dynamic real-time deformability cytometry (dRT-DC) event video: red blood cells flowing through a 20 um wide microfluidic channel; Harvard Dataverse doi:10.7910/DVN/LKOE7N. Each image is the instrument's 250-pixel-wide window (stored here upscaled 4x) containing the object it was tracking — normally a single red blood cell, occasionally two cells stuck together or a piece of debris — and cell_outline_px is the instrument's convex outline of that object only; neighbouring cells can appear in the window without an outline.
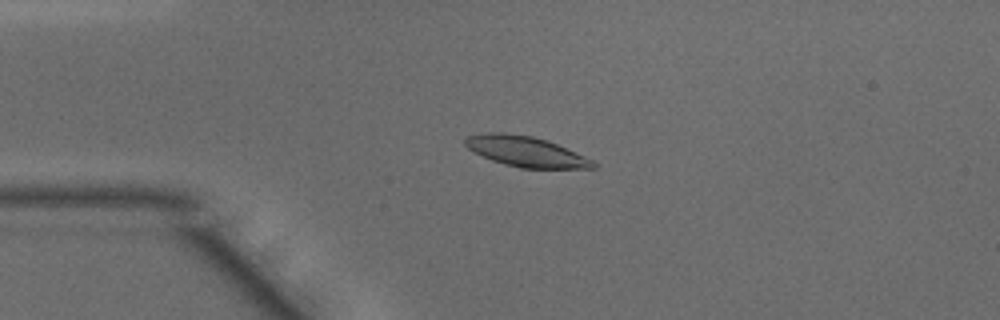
{"species": "common noctule bat (a hibernating species)", "species_latin": "Nyctalus noctula", "temperature_condition": "warm", "stored_images_in_passage": 30, "camera_frame_rate_fps": 3000, "um_per_image_px": 0.085, "animal": {"sex": "male", "body_mass_g": 15.6}, "frame": {"image": 1, "passage_image": 12, "time_ms": 3.667, "image_size_px": [1000, 320], "cell_outline_px": [[596, 168], [520, 168], [504, 164], [492, 160], [472, 152], [464, 144], [464, 136], [488, 132], [504, 132], [532, 136], [548, 140], [592, 160], [596, 164]], "centroid_in_image_um": [44.62, 12.86], "position_along_channel_um": 40.4, "area_um2": 22.66}}
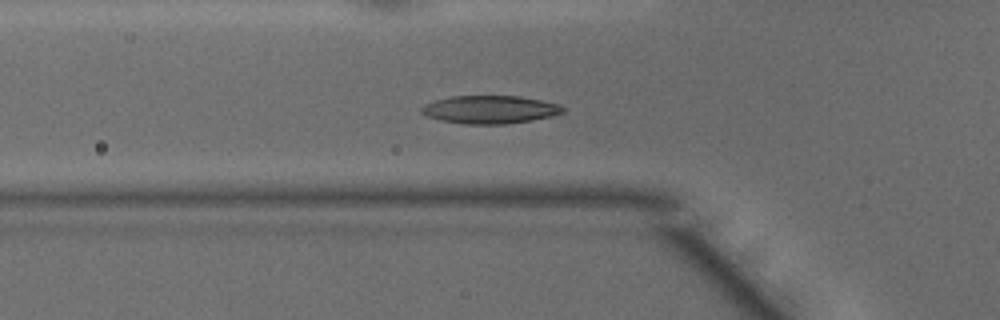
{"frame": {"image": 2, "passage_image": 17, "time_ms": 5.333, "image_size_px": [1000, 320], "cell_outline_px": [[568, 108], [564, 112], [552, 116], [532, 120], [508, 124], [464, 124], [444, 120], [428, 116], [420, 112], [420, 108], [424, 104], [436, 100], [452, 96], [520, 96], [560, 104]], "centroid_in_image_um": [41.7, 9.31], "position_along_channel_um": 84.1, "area_um2": 23.12}}
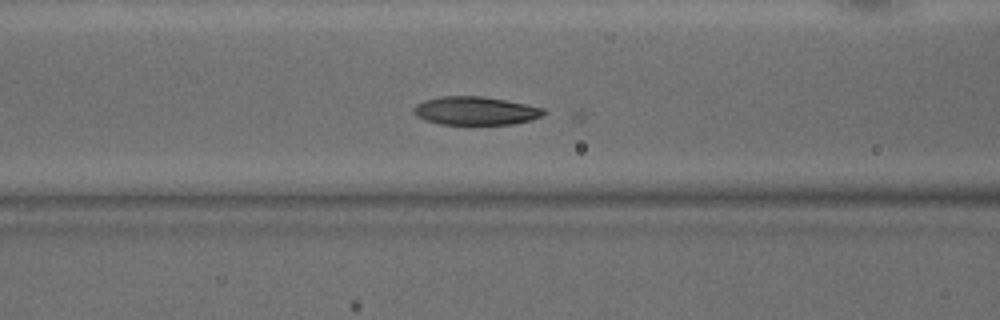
{"frame": {"image": 3, "passage_image": 20, "time_ms": 6.333, "image_size_px": [1000, 320], "cell_outline_px": [[548, 112], [532, 120], [512, 124], [440, 124], [416, 116], [412, 112], [412, 108], [416, 104], [424, 100], [440, 96], [484, 96], [544, 108]], "centroid_in_image_um": [40.4, 9.41], "position_along_channel_um": 126.2, "area_um2": 21.44}}